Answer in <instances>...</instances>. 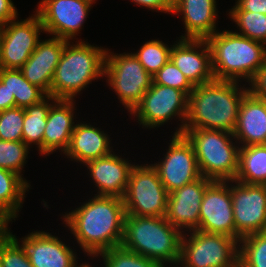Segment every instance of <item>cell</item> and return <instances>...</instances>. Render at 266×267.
<instances>
[{"label": "cell", "instance_id": "obj_34", "mask_svg": "<svg viewBox=\"0 0 266 267\" xmlns=\"http://www.w3.org/2000/svg\"><path fill=\"white\" fill-rule=\"evenodd\" d=\"M29 149L23 141L0 140V168L22 176V169L26 164Z\"/></svg>", "mask_w": 266, "mask_h": 267}, {"label": "cell", "instance_id": "obj_21", "mask_svg": "<svg viewBox=\"0 0 266 267\" xmlns=\"http://www.w3.org/2000/svg\"><path fill=\"white\" fill-rule=\"evenodd\" d=\"M216 0H173L172 14H181L185 35L180 39L207 40L216 30Z\"/></svg>", "mask_w": 266, "mask_h": 267}, {"label": "cell", "instance_id": "obj_38", "mask_svg": "<svg viewBox=\"0 0 266 267\" xmlns=\"http://www.w3.org/2000/svg\"><path fill=\"white\" fill-rule=\"evenodd\" d=\"M230 11H250L266 15V0H237Z\"/></svg>", "mask_w": 266, "mask_h": 267}, {"label": "cell", "instance_id": "obj_22", "mask_svg": "<svg viewBox=\"0 0 266 267\" xmlns=\"http://www.w3.org/2000/svg\"><path fill=\"white\" fill-rule=\"evenodd\" d=\"M74 100L57 99L50 107L43 134V155L56 150L65 153L75 128Z\"/></svg>", "mask_w": 266, "mask_h": 267}, {"label": "cell", "instance_id": "obj_25", "mask_svg": "<svg viewBox=\"0 0 266 267\" xmlns=\"http://www.w3.org/2000/svg\"><path fill=\"white\" fill-rule=\"evenodd\" d=\"M17 173L0 168V221L8 223L18 216L30 184Z\"/></svg>", "mask_w": 266, "mask_h": 267}, {"label": "cell", "instance_id": "obj_4", "mask_svg": "<svg viewBox=\"0 0 266 267\" xmlns=\"http://www.w3.org/2000/svg\"><path fill=\"white\" fill-rule=\"evenodd\" d=\"M212 72L217 80L249 82L266 63L265 45L230 30L215 32L207 39Z\"/></svg>", "mask_w": 266, "mask_h": 267}, {"label": "cell", "instance_id": "obj_29", "mask_svg": "<svg viewBox=\"0 0 266 267\" xmlns=\"http://www.w3.org/2000/svg\"><path fill=\"white\" fill-rule=\"evenodd\" d=\"M239 242L238 262L242 266L266 267V231L247 235Z\"/></svg>", "mask_w": 266, "mask_h": 267}, {"label": "cell", "instance_id": "obj_14", "mask_svg": "<svg viewBox=\"0 0 266 267\" xmlns=\"http://www.w3.org/2000/svg\"><path fill=\"white\" fill-rule=\"evenodd\" d=\"M91 7L85 0H41L36 13L45 33L70 41L79 34Z\"/></svg>", "mask_w": 266, "mask_h": 267}, {"label": "cell", "instance_id": "obj_44", "mask_svg": "<svg viewBox=\"0 0 266 267\" xmlns=\"http://www.w3.org/2000/svg\"><path fill=\"white\" fill-rule=\"evenodd\" d=\"M5 225L0 221V230L4 227Z\"/></svg>", "mask_w": 266, "mask_h": 267}, {"label": "cell", "instance_id": "obj_9", "mask_svg": "<svg viewBox=\"0 0 266 267\" xmlns=\"http://www.w3.org/2000/svg\"><path fill=\"white\" fill-rule=\"evenodd\" d=\"M168 197L169 192L162 184L157 170L151 164H134L123 197L126 215L165 216Z\"/></svg>", "mask_w": 266, "mask_h": 267}, {"label": "cell", "instance_id": "obj_42", "mask_svg": "<svg viewBox=\"0 0 266 267\" xmlns=\"http://www.w3.org/2000/svg\"><path fill=\"white\" fill-rule=\"evenodd\" d=\"M80 267H92L91 265H89V263L87 264V263H85V264H81V266Z\"/></svg>", "mask_w": 266, "mask_h": 267}, {"label": "cell", "instance_id": "obj_37", "mask_svg": "<svg viewBox=\"0 0 266 267\" xmlns=\"http://www.w3.org/2000/svg\"><path fill=\"white\" fill-rule=\"evenodd\" d=\"M248 84V92L252 96L266 101V63L258 69Z\"/></svg>", "mask_w": 266, "mask_h": 267}, {"label": "cell", "instance_id": "obj_16", "mask_svg": "<svg viewBox=\"0 0 266 267\" xmlns=\"http://www.w3.org/2000/svg\"><path fill=\"white\" fill-rule=\"evenodd\" d=\"M213 180L199 179L169 193L165 218L177 229L192 231L199 227L200 206L206 187Z\"/></svg>", "mask_w": 266, "mask_h": 267}, {"label": "cell", "instance_id": "obj_18", "mask_svg": "<svg viewBox=\"0 0 266 267\" xmlns=\"http://www.w3.org/2000/svg\"><path fill=\"white\" fill-rule=\"evenodd\" d=\"M22 245L32 267H80L76 252L58 236L45 231H34L22 238Z\"/></svg>", "mask_w": 266, "mask_h": 267}, {"label": "cell", "instance_id": "obj_41", "mask_svg": "<svg viewBox=\"0 0 266 267\" xmlns=\"http://www.w3.org/2000/svg\"><path fill=\"white\" fill-rule=\"evenodd\" d=\"M15 107V98L4 83L0 81V112Z\"/></svg>", "mask_w": 266, "mask_h": 267}, {"label": "cell", "instance_id": "obj_39", "mask_svg": "<svg viewBox=\"0 0 266 267\" xmlns=\"http://www.w3.org/2000/svg\"><path fill=\"white\" fill-rule=\"evenodd\" d=\"M147 9L156 10L164 13H172V0H131Z\"/></svg>", "mask_w": 266, "mask_h": 267}, {"label": "cell", "instance_id": "obj_31", "mask_svg": "<svg viewBox=\"0 0 266 267\" xmlns=\"http://www.w3.org/2000/svg\"><path fill=\"white\" fill-rule=\"evenodd\" d=\"M240 32L237 34L266 44V15L250 11H229Z\"/></svg>", "mask_w": 266, "mask_h": 267}, {"label": "cell", "instance_id": "obj_1", "mask_svg": "<svg viewBox=\"0 0 266 267\" xmlns=\"http://www.w3.org/2000/svg\"><path fill=\"white\" fill-rule=\"evenodd\" d=\"M125 216L123 198L95 195L63 215V220L80 248L94 258L121 246Z\"/></svg>", "mask_w": 266, "mask_h": 267}, {"label": "cell", "instance_id": "obj_6", "mask_svg": "<svg viewBox=\"0 0 266 267\" xmlns=\"http://www.w3.org/2000/svg\"><path fill=\"white\" fill-rule=\"evenodd\" d=\"M182 134L193 146L201 176L216 181L235 179L240 146L233 142L236 139L232 133L222 130L184 129Z\"/></svg>", "mask_w": 266, "mask_h": 267}, {"label": "cell", "instance_id": "obj_10", "mask_svg": "<svg viewBox=\"0 0 266 267\" xmlns=\"http://www.w3.org/2000/svg\"><path fill=\"white\" fill-rule=\"evenodd\" d=\"M188 110V95L173 87L152 83L140 103L130 113L145 128L160 127L175 116L182 124L174 134H182Z\"/></svg>", "mask_w": 266, "mask_h": 267}, {"label": "cell", "instance_id": "obj_23", "mask_svg": "<svg viewBox=\"0 0 266 267\" xmlns=\"http://www.w3.org/2000/svg\"><path fill=\"white\" fill-rule=\"evenodd\" d=\"M235 143L241 146L266 144V101L249 92L241 101L235 131ZM239 141V142H238Z\"/></svg>", "mask_w": 266, "mask_h": 267}, {"label": "cell", "instance_id": "obj_30", "mask_svg": "<svg viewBox=\"0 0 266 267\" xmlns=\"http://www.w3.org/2000/svg\"><path fill=\"white\" fill-rule=\"evenodd\" d=\"M166 43L151 40L144 43L136 53H133L145 70L153 77L170 59V51Z\"/></svg>", "mask_w": 266, "mask_h": 267}, {"label": "cell", "instance_id": "obj_20", "mask_svg": "<svg viewBox=\"0 0 266 267\" xmlns=\"http://www.w3.org/2000/svg\"><path fill=\"white\" fill-rule=\"evenodd\" d=\"M67 40L52 36L40 40L27 62L20 68L25 79L50 95L56 66Z\"/></svg>", "mask_w": 266, "mask_h": 267}, {"label": "cell", "instance_id": "obj_35", "mask_svg": "<svg viewBox=\"0 0 266 267\" xmlns=\"http://www.w3.org/2000/svg\"><path fill=\"white\" fill-rule=\"evenodd\" d=\"M24 108L12 107L0 112V140L22 141Z\"/></svg>", "mask_w": 266, "mask_h": 267}, {"label": "cell", "instance_id": "obj_2", "mask_svg": "<svg viewBox=\"0 0 266 267\" xmlns=\"http://www.w3.org/2000/svg\"><path fill=\"white\" fill-rule=\"evenodd\" d=\"M247 93L248 87L241 88L238 81L214 79L194 86L188 95L184 129L222 130L233 134L241 101Z\"/></svg>", "mask_w": 266, "mask_h": 267}, {"label": "cell", "instance_id": "obj_28", "mask_svg": "<svg viewBox=\"0 0 266 267\" xmlns=\"http://www.w3.org/2000/svg\"><path fill=\"white\" fill-rule=\"evenodd\" d=\"M0 81L6 85L15 98V106L26 108L44 100L48 95L25 79L20 69L0 68Z\"/></svg>", "mask_w": 266, "mask_h": 267}, {"label": "cell", "instance_id": "obj_43", "mask_svg": "<svg viewBox=\"0 0 266 267\" xmlns=\"http://www.w3.org/2000/svg\"><path fill=\"white\" fill-rule=\"evenodd\" d=\"M85 1H87V2H89L91 4L96 3L95 0H85Z\"/></svg>", "mask_w": 266, "mask_h": 267}, {"label": "cell", "instance_id": "obj_11", "mask_svg": "<svg viewBox=\"0 0 266 267\" xmlns=\"http://www.w3.org/2000/svg\"><path fill=\"white\" fill-rule=\"evenodd\" d=\"M11 20L0 26V68L20 69L39 43L44 30L39 15L22 21Z\"/></svg>", "mask_w": 266, "mask_h": 267}, {"label": "cell", "instance_id": "obj_13", "mask_svg": "<svg viewBox=\"0 0 266 267\" xmlns=\"http://www.w3.org/2000/svg\"><path fill=\"white\" fill-rule=\"evenodd\" d=\"M161 162L151 164L171 193L201 177L192 144L183 134H173Z\"/></svg>", "mask_w": 266, "mask_h": 267}, {"label": "cell", "instance_id": "obj_8", "mask_svg": "<svg viewBox=\"0 0 266 267\" xmlns=\"http://www.w3.org/2000/svg\"><path fill=\"white\" fill-rule=\"evenodd\" d=\"M109 86L118 95L122 105L132 112L153 83V77L145 70L133 53L114 54L106 51L105 72Z\"/></svg>", "mask_w": 266, "mask_h": 267}, {"label": "cell", "instance_id": "obj_17", "mask_svg": "<svg viewBox=\"0 0 266 267\" xmlns=\"http://www.w3.org/2000/svg\"><path fill=\"white\" fill-rule=\"evenodd\" d=\"M177 41L172 45L170 59L189 82L198 86L213 81L215 78L212 72L211 49L207 40Z\"/></svg>", "mask_w": 266, "mask_h": 267}, {"label": "cell", "instance_id": "obj_40", "mask_svg": "<svg viewBox=\"0 0 266 267\" xmlns=\"http://www.w3.org/2000/svg\"><path fill=\"white\" fill-rule=\"evenodd\" d=\"M18 12L11 0H0V26L18 19Z\"/></svg>", "mask_w": 266, "mask_h": 267}, {"label": "cell", "instance_id": "obj_15", "mask_svg": "<svg viewBox=\"0 0 266 267\" xmlns=\"http://www.w3.org/2000/svg\"><path fill=\"white\" fill-rule=\"evenodd\" d=\"M228 181L213 180L204 193L197 230L235 239L231 190Z\"/></svg>", "mask_w": 266, "mask_h": 267}, {"label": "cell", "instance_id": "obj_24", "mask_svg": "<svg viewBox=\"0 0 266 267\" xmlns=\"http://www.w3.org/2000/svg\"><path fill=\"white\" fill-rule=\"evenodd\" d=\"M90 123H77L71 135L70 144L64 153L71 161L86 162L110 155V138L104 131Z\"/></svg>", "mask_w": 266, "mask_h": 267}, {"label": "cell", "instance_id": "obj_36", "mask_svg": "<svg viewBox=\"0 0 266 267\" xmlns=\"http://www.w3.org/2000/svg\"><path fill=\"white\" fill-rule=\"evenodd\" d=\"M153 82L158 85L177 88L187 95L194 89V86L171 59L153 76Z\"/></svg>", "mask_w": 266, "mask_h": 267}, {"label": "cell", "instance_id": "obj_5", "mask_svg": "<svg viewBox=\"0 0 266 267\" xmlns=\"http://www.w3.org/2000/svg\"><path fill=\"white\" fill-rule=\"evenodd\" d=\"M107 49L90 45L86 41H67L51 83L50 96L74 100L88 84L102 78L105 72Z\"/></svg>", "mask_w": 266, "mask_h": 267}, {"label": "cell", "instance_id": "obj_45", "mask_svg": "<svg viewBox=\"0 0 266 267\" xmlns=\"http://www.w3.org/2000/svg\"><path fill=\"white\" fill-rule=\"evenodd\" d=\"M235 267H244L239 262L235 265Z\"/></svg>", "mask_w": 266, "mask_h": 267}, {"label": "cell", "instance_id": "obj_3", "mask_svg": "<svg viewBox=\"0 0 266 267\" xmlns=\"http://www.w3.org/2000/svg\"><path fill=\"white\" fill-rule=\"evenodd\" d=\"M183 233L165 216L126 215L121 246L163 266L178 265Z\"/></svg>", "mask_w": 266, "mask_h": 267}, {"label": "cell", "instance_id": "obj_33", "mask_svg": "<svg viewBox=\"0 0 266 267\" xmlns=\"http://www.w3.org/2000/svg\"><path fill=\"white\" fill-rule=\"evenodd\" d=\"M98 256H102L105 267H164L159 262L125 249L123 246L113 247Z\"/></svg>", "mask_w": 266, "mask_h": 267}, {"label": "cell", "instance_id": "obj_7", "mask_svg": "<svg viewBox=\"0 0 266 267\" xmlns=\"http://www.w3.org/2000/svg\"><path fill=\"white\" fill-rule=\"evenodd\" d=\"M187 235V237H186ZM190 236V237H189ZM239 242L229 236L199 230L181 239L180 267H235Z\"/></svg>", "mask_w": 266, "mask_h": 267}, {"label": "cell", "instance_id": "obj_12", "mask_svg": "<svg viewBox=\"0 0 266 267\" xmlns=\"http://www.w3.org/2000/svg\"><path fill=\"white\" fill-rule=\"evenodd\" d=\"M235 239L266 231V185L229 180ZM235 183V185L233 184Z\"/></svg>", "mask_w": 266, "mask_h": 267}, {"label": "cell", "instance_id": "obj_26", "mask_svg": "<svg viewBox=\"0 0 266 267\" xmlns=\"http://www.w3.org/2000/svg\"><path fill=\"white\" fill-rule=\"evenodd\" d=\"M234 180L266 185V144L240 146L238 173Z\"/></svg>", "mask_w": 266, "mask_h": 267}, {"label": "cell", "instance_id": "obj_32", "mask_svg": "<svg viewBox=\"0 0 266 267\" xmlns=\"http://www.w3.org/2000/svg\"><path fill=\"white\" fill-rule=\"evenodd\" d=\"M10 232L7 226L0 230L1 267H32L23 245Z\"/></svg>", "mask_w": 266, "mask_h": 267}, {"label": "cell", "instance_id": "obj_19", "mask_svg": "<svg viewBox=\"0 0 266 267\" xmlns=\"http://www.w3.org/2000/svg\"><path fill=\"white\" fill-rule=\"evenodd\" d=\"M90 177L98 192L95 195L123 198L125 196L131 169L134 167L128 160L114 152L108 156L86 162Z\"/></svg>", "mask_w": 266, "mask_h": 267}, {"label": "cell", "instance_id": "obj_27", "mask_svg": "<svg viewBox=\"0 0 266 267\" xmlns=\"http://www.w3.org/2000/svg\"><path fill=\"white\" fill-rule=\"evenodd\" d=\"M56 100V98L48 95L41 102L24 108L22 141L29 148L32 144L37 145L36 147L41 155L43 154V134L47 125V116L51 105Z\"/></svg>", "mask_w": 266, "mask_h": 267}]
</instances>
